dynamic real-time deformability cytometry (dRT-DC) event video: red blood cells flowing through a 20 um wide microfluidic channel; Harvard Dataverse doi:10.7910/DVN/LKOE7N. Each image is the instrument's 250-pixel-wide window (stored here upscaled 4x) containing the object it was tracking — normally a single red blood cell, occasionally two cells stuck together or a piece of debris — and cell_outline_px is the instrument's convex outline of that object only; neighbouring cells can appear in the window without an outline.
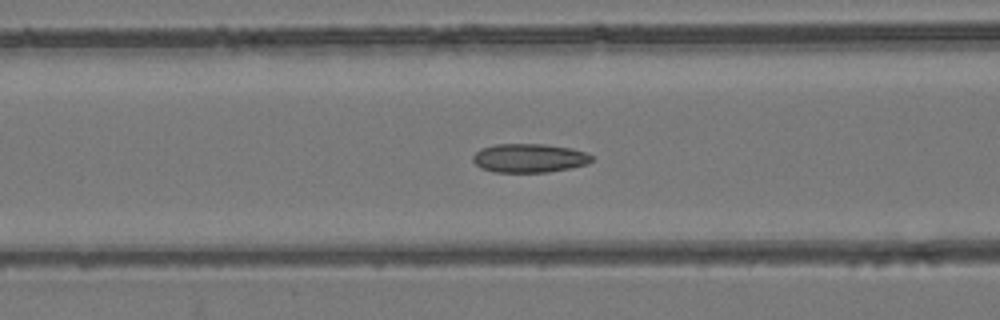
{"species": "common noctule bat (a hibernating species)", "species_latin": "Nyctalus noctula", "temperature_condition": "room temperature", "stored_images_in_passage": 36, "camera_frame_rate_fps": 3000, "um_per_image_px": 0.085, "animal": {"sex": "female", "body_mass_g": 24.6, "forearm_length_mm": 56.2}, "frame": {"image": 1, "passage_image": 7, "time_ms": 2.0, "image_size_px": [1000, 320], "cell_outline_px": [[592, 160], [588, 164], [548, 172], [492, 172], [480, 168], [472, 160], [472, 156], [480, 148], [496, 144], [544, 144], [572, 148], [584, 152], [592, 156]], "centroid_in_image_um": [44.95, 13.43], "position_along_channel_um": 121.7, "area_um2": 20.0}}
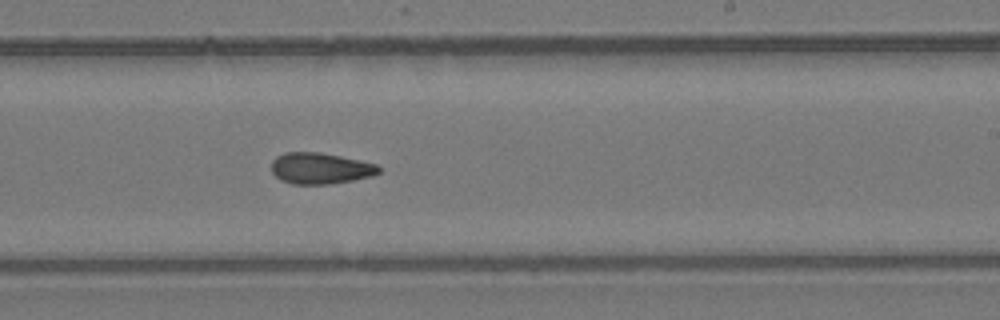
{"frame": {"image": 2, "passage_image": 18, "time_ms": 5.667, "image_size_px": [1000, 320], "cell_outline_px": [[380, 172], [372, 176], [352, 180], [328, 184], [292, 184], [280, 180], [272, 172], [272, 160], [276, 156], [284, 152], [320, 152], [360, 160], [376, 164], [380, 168]], "centroid_in_image_um": [27.2, 14.3], "position_along_channel_um": 261.8, "area_um2": 19.54}}
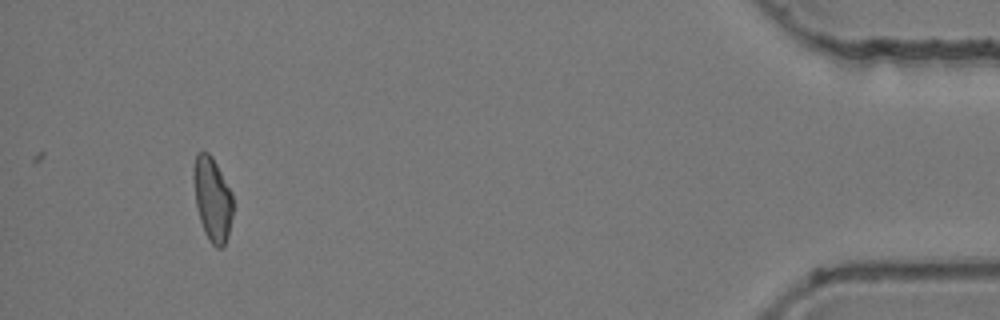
{"frame": {"image": 3, "passage_image": 36, "time_ms": 11.667, "image_size_px": [1000, 320], "cell_outline_px": [[232, 216], [228, 236], [224, 244], [220, 248], [216, 248], [208, 240], [204, 232], [200, 220], [196, 204], [192, 176], [192, 168], [196, 152], [208, 152], [212, 156], [232, 192]], "centroid_in_image_um": [18.03, 16.9], "position_along_channel_um": 417.2, "area_um2": 19.42}, "authors_computed_cell_mechanics": {"area_um2": 19.652, "velocity_mm_per_s": 3.8229, "shape_relaxation_time_tau1_ms": null, "shape_relaxation_time_tau2_ms": 4.3526, "deformation_change_tau1": null, "deformation_change_tau2": 0.1054}}